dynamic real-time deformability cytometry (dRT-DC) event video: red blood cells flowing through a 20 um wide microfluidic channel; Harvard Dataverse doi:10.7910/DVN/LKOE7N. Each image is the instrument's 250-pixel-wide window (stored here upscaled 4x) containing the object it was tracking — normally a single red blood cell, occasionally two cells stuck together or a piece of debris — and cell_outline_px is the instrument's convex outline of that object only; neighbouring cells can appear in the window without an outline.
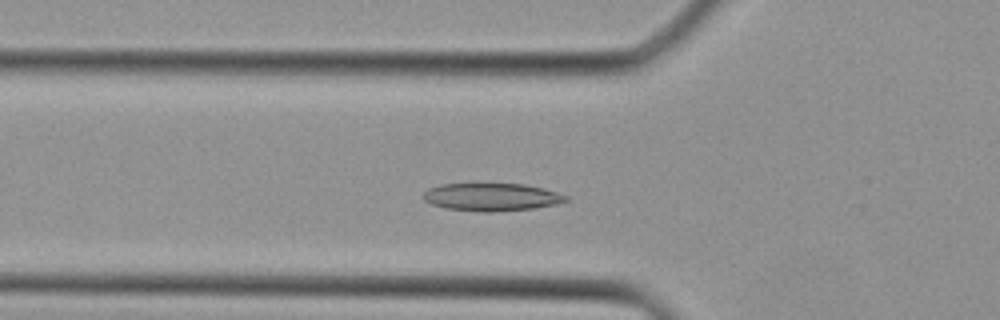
{"species": "Egyptian fruit bat (a non-hibernating species)", "species_latin": "Rousettus aegyptiacus", "temperature_condition": "cold", "stored_images_in_passage": 33, "camera_frame_rate_fps": 3000, "um_per_image_px": 0.085, "animal": {"sex": "female"}, "frame": {"image": 1, "passage_image": 7, "time_ms": 2.0, "image_size_px": [1000, 320], "cell_outline_px": [[568, 200], [556, 204], [532, 208], [496, 212], [484, 212], [444, 208], [432, 204], [424, 200], [420, 196], [428, 188], [440, 184], [476, 180], [524, 184], [544, 188], [568, 196]], "centroid_in_image_um": [41.7, 16.69], "position_along_channel_um": 84.1, "area_um2": 24.33}}
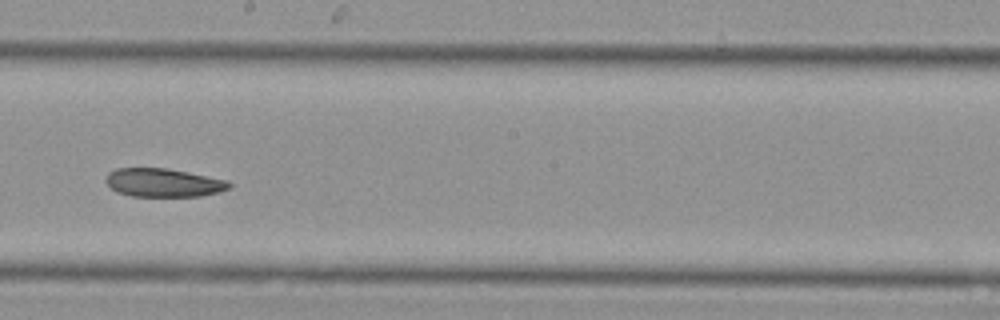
{"frame": {"image": 2, "passage_image": 16, "time_ms": 5.0, "image_size_px": [1000, 320], "cell_outline_px": [[232, 188], [220, 192], [200, 196], [132, 196], [116, 192], [104, 180], [108, 172], [116, 168], [168, 168], [228, 180], [232, 184]], "centroid_in_image_um": [13.91, 15.52], "position_along_channel_um": 234.3, "area_um2": 20.63}}
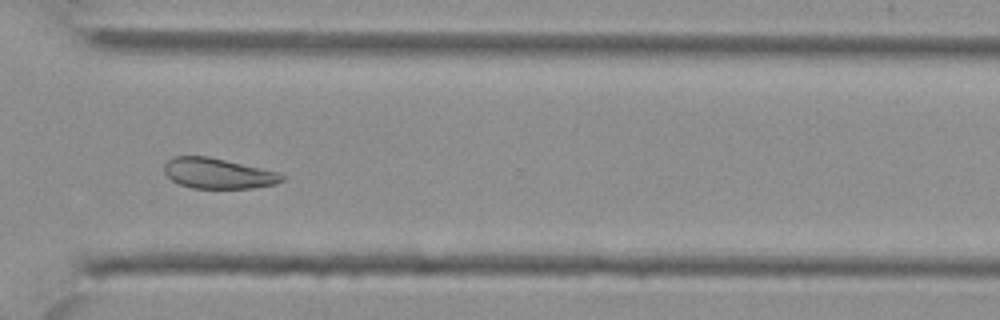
{"frame": {"image": 3, "passage_image": 23, "time_ms": 7.333, "image_size_px": [1000, 320], "cell_outline_px": [[284, 180], [276, 184], [252, 188], [192, 188], [180, 184], [172, 180], [164, 172], [164, 164], [172, 156], [208, 156], [260, 168], [276, 172], [284, 176]], "centroid_in_image_um": [18.5, 14.74], "position_along_channel_um": 352.1, "area_um2": 20.69}}